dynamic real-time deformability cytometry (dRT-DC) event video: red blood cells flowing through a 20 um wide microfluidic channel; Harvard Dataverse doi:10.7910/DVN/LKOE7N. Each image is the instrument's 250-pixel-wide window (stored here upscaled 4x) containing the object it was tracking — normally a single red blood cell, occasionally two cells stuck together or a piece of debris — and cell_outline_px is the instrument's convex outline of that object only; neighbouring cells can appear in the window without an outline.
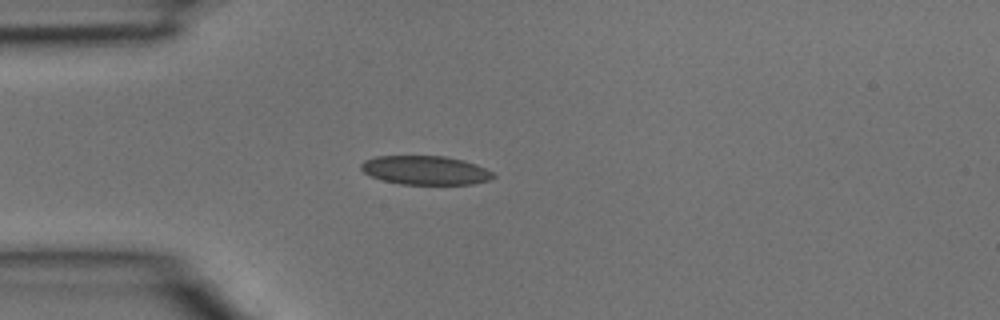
{"species": "common noctule bat (a hibernating species)", "species_latin": "Nyctalus noctula", "temperature_condition": "room temperature", "stored_images_in_passage": 38, "camera_frame_rate_fps": 3000, "um_per_image_px": 0.085, "animal": {"sex": "male", "body_mass_g": 15.6}, "frame": {"image": 1, "passage_image": 9, "time_ms": 2.667, "image_size_px": [1000, 320], "cell_outline_px": [[496, 176], [488, 180], [472, 184], [400, 184], [384, 180], [372, 176], [364, 172], [360, 168], [360, 164], [364, 160], [376, 156], [444, 156], [464, 160], [476, 164], [492, 172]], "centroid_in_image_um": [36.15, 14.46], "position_along_channel_um": 48.9, "area_um2": 22.14}}
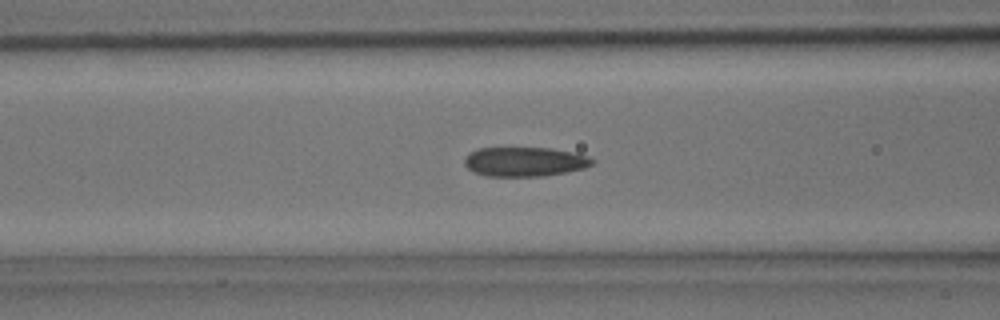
{"frame": {"image": 2, "passage_image": 14, "time_ms": 4.333, "image_size_px": [1000, 320], "cell_outline_px": [[596, 160], [592, 164], [584, 168], [544, 176], [484, 176], [472, 172], [464, 164], [464, 160], [468, 152], [476, 148], [552, 148], [576, 152], [588, 156]], "centroid_in_image_um": [44.58, 13.74], "position_along_channel_um": 122.0, "area_um2": 22.14}}
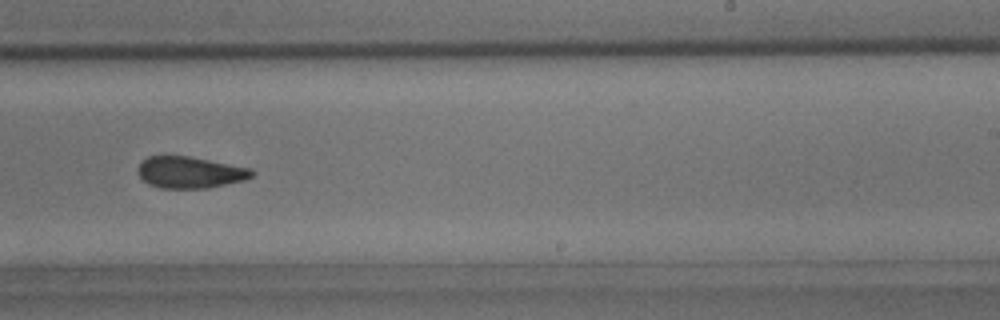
{"frame": {"image": 3, "passage_image": 23, "time_ms": 7.333, "image_size_px": [1000, 320], "cell_outline_px": [[256, 172], [252, 176], [244, 180], [208, 188], [160, 188], [148, 184], [140, 176], [140, 164], [148, 156], [188, 156], [252, 168]], "centroid_in_image_um": [16.2, 14.65], "position_along_channel_um": 272.8, "area_um2": 20.75}}